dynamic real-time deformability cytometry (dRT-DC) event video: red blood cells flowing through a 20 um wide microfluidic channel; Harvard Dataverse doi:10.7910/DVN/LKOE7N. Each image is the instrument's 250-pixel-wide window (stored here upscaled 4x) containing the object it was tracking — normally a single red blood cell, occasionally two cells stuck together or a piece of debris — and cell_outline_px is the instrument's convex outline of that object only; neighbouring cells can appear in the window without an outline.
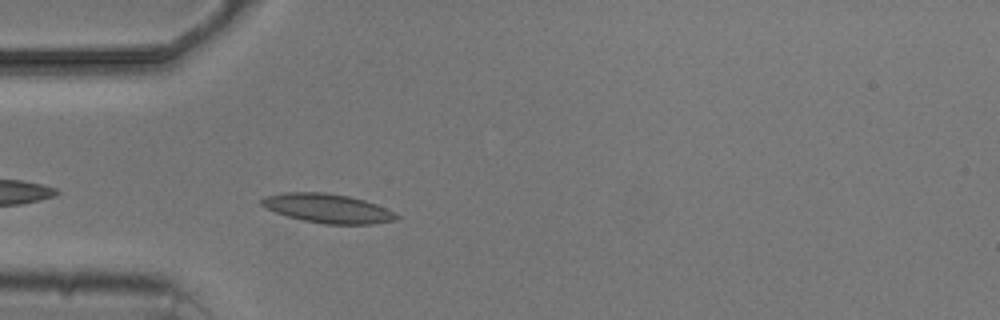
{"species": "common noctule bat (a hibernating species)", "species_latin": "Nyctalus noctula", "temperature_condition": "cold", "stored_images_in_passage": 4, "camera_frame_rate_fps": 3000, "um_per_image_px": 0.085, "animal": {"sex": "male", "body_mass_g": 20.5, "forearm_length_mm": 52.5}, "frame": {"image": 1, "passage_image": 4, "time_ms": 3.667, "image_size_px": [1000, 320], "cell_outline_px": [[400, 216], [392, 220], [372, 224], [324, 224], [304, 220], [288, 216], [264, 208], [260, 204], [260, 200], [264, 196], [284, 192], [324, 192], [348, 196], [364, 200], [376, 204]], "centroid_in_image_um": [27.78, 17.7], "position_along_channel_um": 57.2, "area_um2": 22.66}}